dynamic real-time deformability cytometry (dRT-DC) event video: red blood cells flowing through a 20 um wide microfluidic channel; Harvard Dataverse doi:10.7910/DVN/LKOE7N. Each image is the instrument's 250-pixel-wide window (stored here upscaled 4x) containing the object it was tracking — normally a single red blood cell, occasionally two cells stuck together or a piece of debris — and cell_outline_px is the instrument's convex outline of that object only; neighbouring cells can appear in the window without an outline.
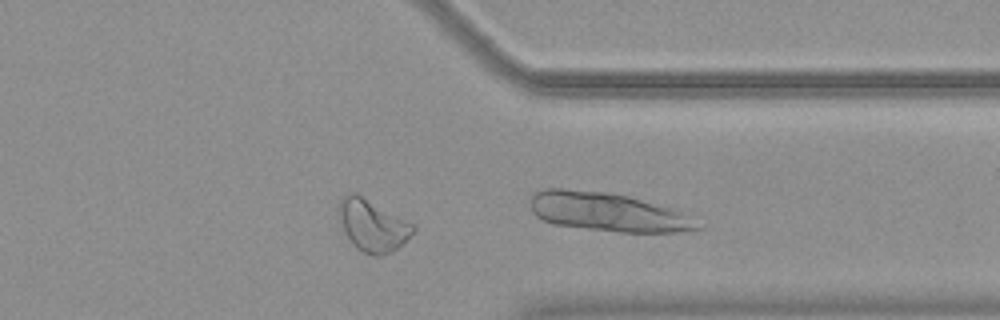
{"species": "common noctule bat (a hibernating species)", "species_latin": "Nyctalus noctula", "temperature_condition": "warm", "stored_images_in_passage": 38, "camera_frame_rate_fps": 3000, "um_per_image_px": 0.085, "animal": {"sex": "female", "body_mass_g": 19.9}, "frame": {"image": 1, "passage_image": 27, "time_ms": 8.667, "image_size_px": [1000, 320], "cell_outline_px": [[416, 232], [392, 252], [384, 256], [372, 256], [356, 248], [352, 244], [336, 216], [336, 212], [340, 200], [348, 192], [356, 192], [416, 224]], "centroid_in_image_um": [31.67, 19.15], "position_along_channel_um": 379.7, "area_um2": 23.12}, "authors_computed_cell_mechanics": {"area_um2": 20.1722, "velocity_mm_per_s": 3.7463, "shape_relaxation_time_tau1_ms": null, "shape_relaxation_time_tau2_ms": 3.0235, "deformation_change_tau1": null, "deformation_change_tau2": 0.0994}}